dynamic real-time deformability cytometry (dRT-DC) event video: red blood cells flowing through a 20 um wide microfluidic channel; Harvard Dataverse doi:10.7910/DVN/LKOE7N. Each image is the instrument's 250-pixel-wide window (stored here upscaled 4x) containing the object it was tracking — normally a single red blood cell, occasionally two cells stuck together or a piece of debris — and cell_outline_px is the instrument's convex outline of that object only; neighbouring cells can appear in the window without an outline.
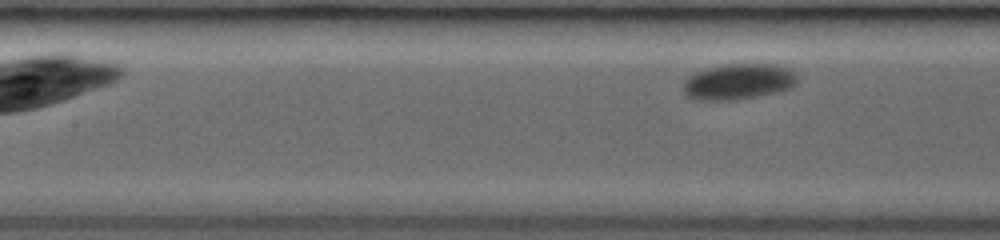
{"species": "common noctule bat (a hibernating species)", "species_latin": "Nyctalus noctula", "temperature_condition": "room temperature", "stored_images_in_passage": 12, "camera_frame_rate_fps": 3000, "um_per_image_px": 0.085, "animal": {"sex": "female", "body_mass_g": 19.0, "forearm_length_mm": 53.3}, "frame": {"image": 1, "passage_image": 12, "time_ms": 4.0, "image_size_px": [1000, 240], "cell_outline_px": [[800, 80], [792, 88], [776, 92], [736, 100], [696, 100], [688, 96], [684, 92], [684, 76], [692, 72], [704, 68], [724, 64], [776, 64], [788, 68], [796, 72]], "centroid_in_image_um": [62.76, 6.92], "position_along_channel_um": 144.6, "area_um2": 24.39}}